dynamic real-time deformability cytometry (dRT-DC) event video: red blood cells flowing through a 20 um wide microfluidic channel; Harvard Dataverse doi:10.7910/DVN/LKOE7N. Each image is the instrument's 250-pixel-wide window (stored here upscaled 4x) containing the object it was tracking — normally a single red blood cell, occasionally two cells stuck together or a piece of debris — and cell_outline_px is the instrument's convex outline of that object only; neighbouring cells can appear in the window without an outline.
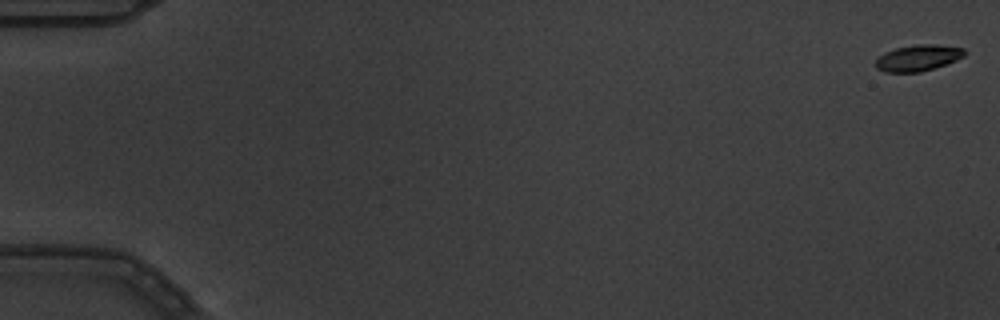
{"species": "common noctule bat (a hibernating species)", "species_latin": "Nyctalus noctula", "temperature_condition": "warm", "stored_images_in_passage": 4, "camera_frame_rate_fps": 3000, "um_per_image_px": 0.085, "animal": {"sex": "male", "body_mass_g": 19.5, "forearm_length_mm": 54.6}, "frame": {"image": 1, "passage_image": 1, "time_ms": 0.0, "image_size_px": [1000, 320], "cell_outline_px": [[968, 52], [964, 56], [956, 60], [920, 72], [884, 72], [876, 68], [876, 60], [884, 52], [896, 48], [916, 44], [936, 44], [964, 48]], "centroid_in_image_um": [78.04, 4.91], "position_along_channel_um": 7.0, "area_um2": 13.53}}